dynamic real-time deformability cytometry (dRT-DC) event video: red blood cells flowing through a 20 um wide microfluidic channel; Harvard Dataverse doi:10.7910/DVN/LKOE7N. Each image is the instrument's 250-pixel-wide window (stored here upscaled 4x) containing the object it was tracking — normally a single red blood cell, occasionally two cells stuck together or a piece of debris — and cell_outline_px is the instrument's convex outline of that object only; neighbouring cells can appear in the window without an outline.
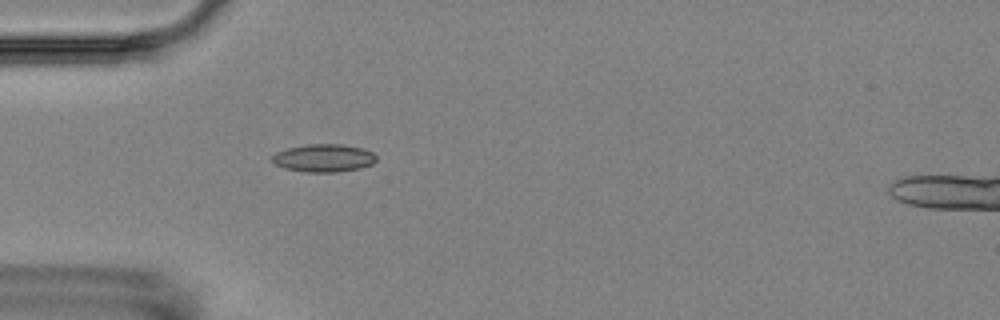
{"species": "Egyptian fruit bat (a non-hibernating species)", "species_latin": "Rousettus aegyptiacus", "temperature_condition": "room temperature", "stored_images_in_passage": 3, "camera_frame_rate_fps": 3000, "um_per_image_px": 0.085, "animal": {"sex": "female"}, "frame": {"image": 1, "passage_image": 3, "time_ms": 3.333, "image_size_px": [1000, 320], "cell_outline_px": [[376, 160], [372, 164], [360, 168], [340, 172], [304, 172], [284, 168], [276, 164], [272, 160], [272, 156], [276, 152], [288, 148], [308, 144], [340, 144], [360, 148], [372, 152], [376, 156]], "centroid_in_image_um": [27.51, 13.44], "position_along_channel_um": 57.5, "area_um2": 16.82}}